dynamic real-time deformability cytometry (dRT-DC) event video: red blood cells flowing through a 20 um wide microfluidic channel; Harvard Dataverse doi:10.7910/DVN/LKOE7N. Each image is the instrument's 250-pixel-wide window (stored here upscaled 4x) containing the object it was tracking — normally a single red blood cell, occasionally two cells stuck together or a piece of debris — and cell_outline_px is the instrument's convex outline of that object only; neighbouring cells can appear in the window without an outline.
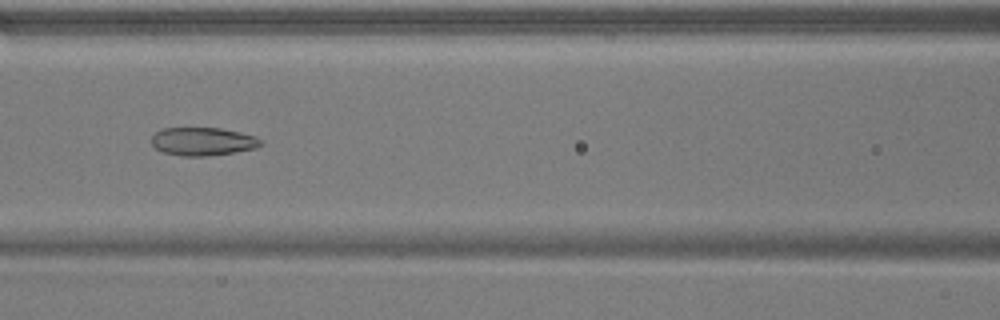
{"species": "common noctule bat (a hibernating species)", "species_latin": "Nyctalus noctula", "temperature_condition": "warm", "stored_images_in_passage": 52, "camera_frame_rate_fps": 3000, "um_per_image_px": 0.085, "animal": {"sex": "male", "body_mass_g": 17.9}, "frame": {"image": 1, "passage_image": 23, "time_ms": 7.333, "image_size_px": [1000, 320], "cell_outline_px": [[264, 144], [256, 148], [236, 152], [204, 156], [184, 156], [164, 152], [156, 148], [152, 144], [152, 136], [160, 128], [220, 128], [240, 132], [256, 136], [264, 140]], "centroid_in_image_um": [17.29, 12.02], "position_along_channel_um": 149.3, "area_um2": 18.03}}
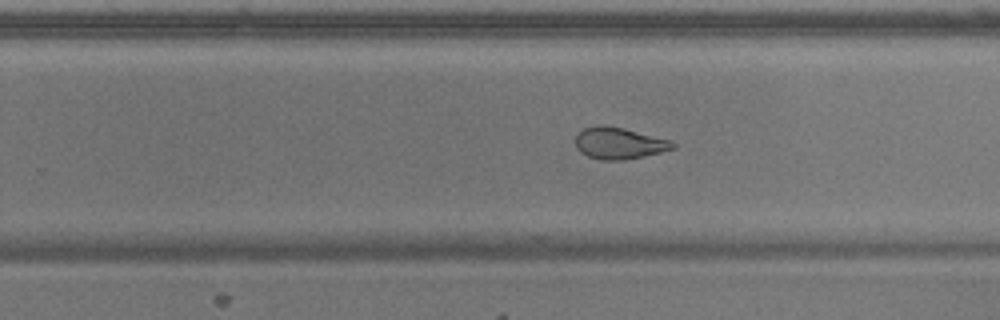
{"frame": {"image": 2, "passage_image": 33, "time_ms": 10.667, "image_size_px": [1000, 320], "cell_outline_px": [[676, 148], [660, 152], [624, 160], [604, 160], [588, 156], [580, 152], [576, 148], [576, 132], [584, 128], [596, 124], [604, 124], [624, 128], [668, 140], [676, 144]], "centroid_in_image_um": [52.56, 12.16], "position_along_channel_um": 277.2, "area_um2": 17.92}}
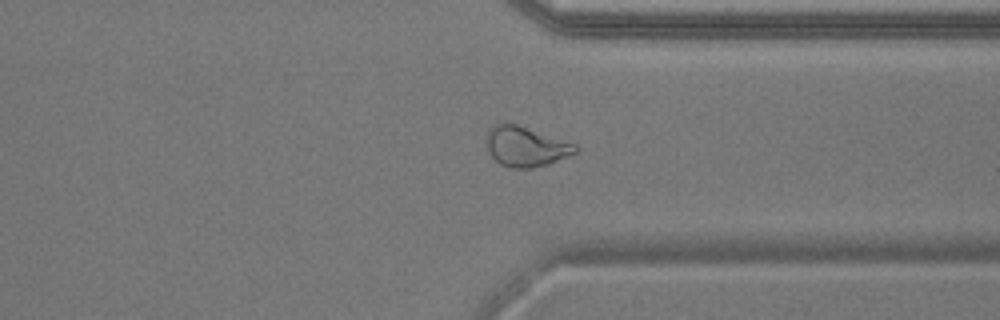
{"frame": {"image": 3, "passage_image": 40, "time_ms": 13.0, "image_size_px": [1000, 320], "cell_outline_px": [[580, 148], [576, 152], [548, 164], [532, 168], [512, 168], [500, 164], [488, 152], [484, 140], [488, 132], [496, 124], [516, 124], [576, 144]], "centroid_in_image_um": [44.67, 12.47], "position_along_channel_um": 366.7, "area_um2": 20.52}, "authors_computed_cell_mechanics": {"area_um2": 22.2241, "velocity_mm_per_s": 3.8476, "shape_relaxation_time_tau1_ms": null, "shape_relaxation_time_tau2_ms": 1.6907, "deformation_change_tau1": null, "deformation_change_tau2": 0.0634}}